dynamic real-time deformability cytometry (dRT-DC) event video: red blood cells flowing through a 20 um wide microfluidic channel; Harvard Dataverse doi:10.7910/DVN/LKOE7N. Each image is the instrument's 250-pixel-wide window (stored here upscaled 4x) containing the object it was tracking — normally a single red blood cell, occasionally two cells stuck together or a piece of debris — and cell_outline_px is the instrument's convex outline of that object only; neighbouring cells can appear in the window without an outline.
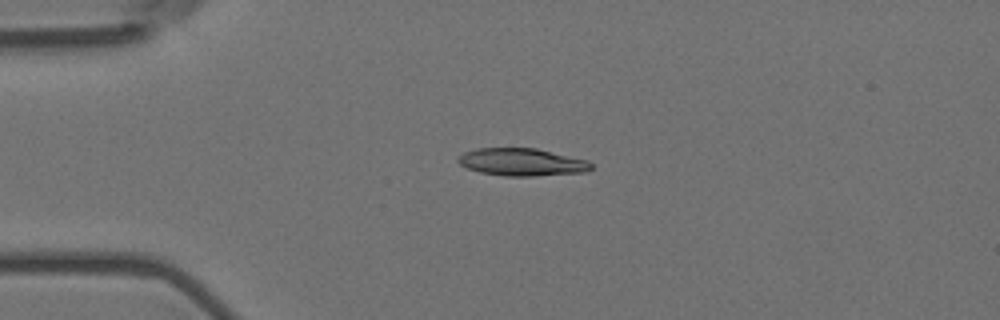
{"species": "Egyptian fruit bat (a non-hibernating species)", "species_latin": "Rousettus aegyptiacus", "temperature_condition": "room temperature", "stored_images_in_passage": 3, "camera_frame_rate_fps": 3000, "um_per_image_px": 0.085, "animal": {"sex": "female"}, "frame": {"image": 1, "passage_image": 2, "time_ms": 0.333, "image_size_px": [1000, 320], "cell_outline_px": [[592, 168], [584, 172], [536, 176], [504, 176], [480, 172], [468, 168], [460, 164], [456, 160], [464, 152], [476, 148], [536, 148], [588, 160], [592, 164]], "centroid_in_image_um": [44.36, 13.78], "position_along_channel_um": 40.6, "area_um2": 21.33}}